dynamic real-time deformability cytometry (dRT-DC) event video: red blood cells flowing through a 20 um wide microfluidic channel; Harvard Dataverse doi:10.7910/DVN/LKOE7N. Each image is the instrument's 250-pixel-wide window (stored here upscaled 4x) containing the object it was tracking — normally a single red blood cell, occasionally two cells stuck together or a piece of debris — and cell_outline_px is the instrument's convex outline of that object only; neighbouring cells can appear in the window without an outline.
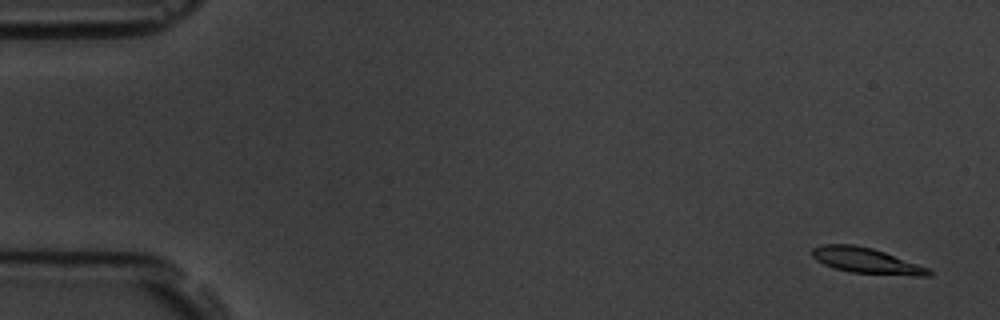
{"species": "common noctule bat (a hibernating species)", "species_latin": "Nyctalus noctula", "temperature_condition": "room temperature", "stored_images_in_passage": 5, "camera_frame_rate_fps": 3000, "um_per_image_px": 0.085, "animal": {"sex": "male", "body_mass_g": 19.5, "forearm_length_mm": 54.6}, "frame": {"image": 1, "passage_image": 1, "time_ms": 0.0, "image_size_px": [1000, 320], "cell_outline_px": [[932, 276], [912, 276], [852, 272], [836, 268], [824, 264], [816, 260], [812, 256], [812, 248], [824, 244], [852, 244], [872, 248], [884, 252], [928, 268], [932, 272]], "centroid_in_image_um": [73.64, 22.15], "position_along_channel_um": 11.4, "area_um2": 17.17}}
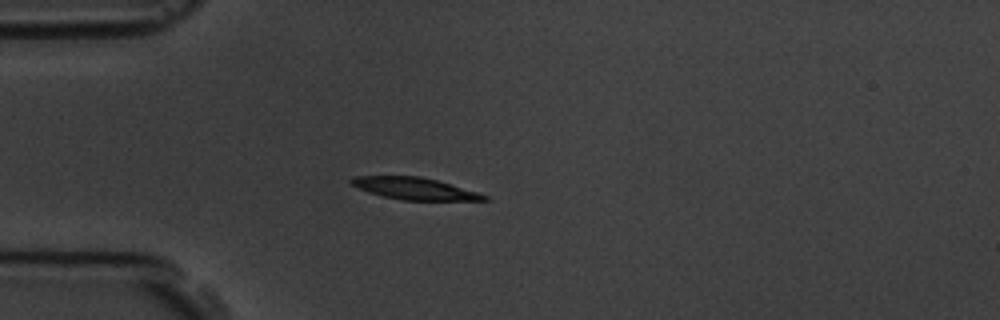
{"frame": {"image": 2, "passage_image": 5, "time_ms": 4.333, "image_size_px": [1000, 320], "cell_outline_px": [[492, 200], [404, 200], [384, 196], [368, 192], [352, 184], [348, 180], [356, 176], [420, 176], [436, 180], [476, 192], [488, 196]], "centroid_in_image_um": [35.23, 16.02], "position_along_channel_um": 49.8, "area_um2": 16.65}}